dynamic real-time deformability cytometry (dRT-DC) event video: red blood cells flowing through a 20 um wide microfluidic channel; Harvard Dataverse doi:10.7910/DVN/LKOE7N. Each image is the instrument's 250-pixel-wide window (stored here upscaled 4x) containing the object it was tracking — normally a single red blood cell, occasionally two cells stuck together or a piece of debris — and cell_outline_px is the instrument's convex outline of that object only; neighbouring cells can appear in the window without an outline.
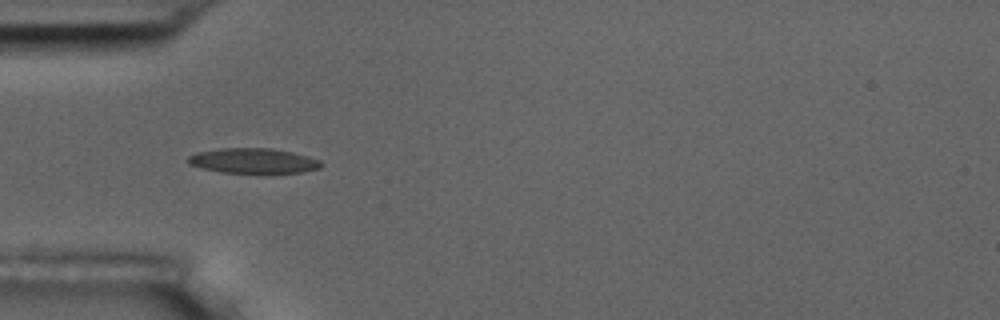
{"species": "common noctule bat (a hibernating species)", "species_latin": "Nyctalus noctula", "temperature_condition": "room temperature", "stored_images_in_passage": 9, "camera_frame_rate_fps": 3000, "um_per_image_px": 0.085, "animal": {"sex": "male", "body_mass_g": 17.5, "forearm_length_mm": 52.3}, "frame": {"image": 1, "passage_image": 4, "time_ms": 3.333, "image_size_px": [1000, 320], "cell_outline_px": [[324, 164], [320, 168], [304, 172], [220, 172], [188, 164], [188, 156], [196, 152], [220, 148], [272, 148], [292, 152], [320, 160]], "centroid_in_image_um": [21.53, 13.65], "position_along_channel_um": 63.5, "area_um2": 19.25}}
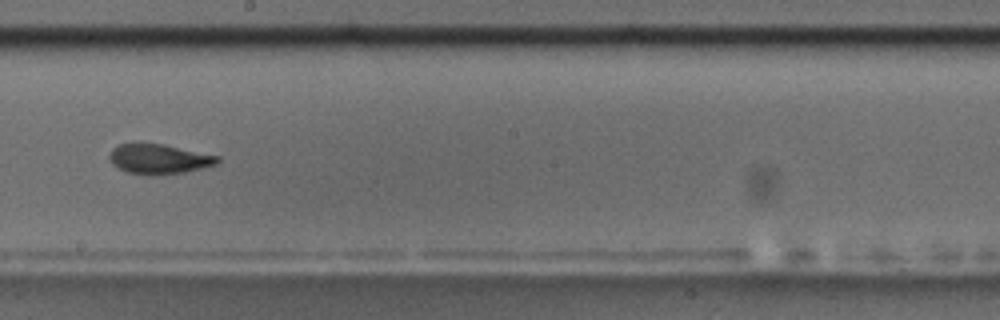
{"frame": {"image": 2, "passage_image": 8, "time_ms": 8.0, "image_size_px": [1000, 320], "cell_outline_px": [[220, 160], [216, 164], [184, 172], [152, 176], [128, 172], [112, 164], [108, 156], [112, 148], [120, 144], [164, 144], [220, 156]], "centroid_in_image_um": [13.51, 13.52], "position_along_channel_um": 234.7, "area_um2": 18.67}}
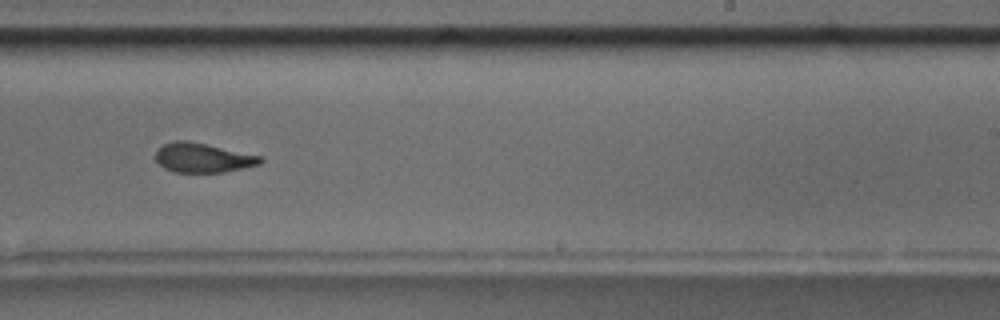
{"frame": {"image": 3, "passage_image": 9, "time_ms": 9.0, "image_size_px": [1000, 320], "cell_outline_px": [[264, 160], [260, 164], [224, 172], [172, 172], [164, 168], [156, 160], [156, 152], [164, 144], [172, 140], [188, 140], [208, 144], [264, 156]], "centroid_in_image_um": [17.27, 13.4], "position_along_channel_um": 271.7, "area_um2": 18.15}}